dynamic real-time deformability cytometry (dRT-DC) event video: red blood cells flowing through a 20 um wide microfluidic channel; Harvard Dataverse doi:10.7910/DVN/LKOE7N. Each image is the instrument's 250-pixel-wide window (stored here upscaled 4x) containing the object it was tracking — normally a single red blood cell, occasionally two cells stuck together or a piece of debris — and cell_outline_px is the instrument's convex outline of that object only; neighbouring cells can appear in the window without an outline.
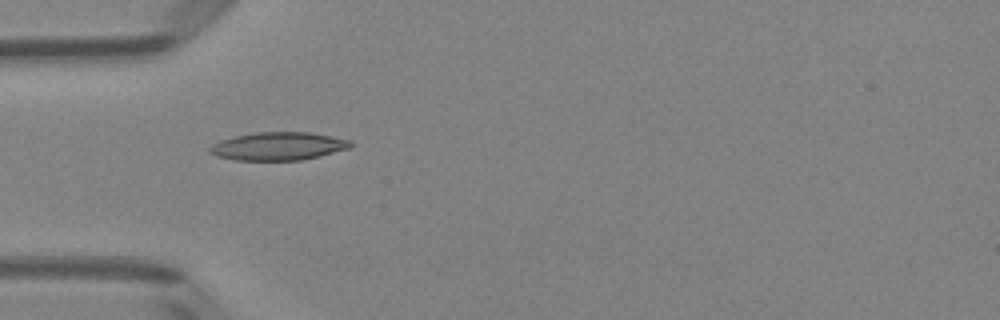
{"species": "Egyptian fruit bat (a non-hibernating species)", "species_latin": "Rousettus aegyptiacus", "temperature_condition": "room temperature", "stored_images_in_passage": 4, "camera_frame_rate_fps": 3000, "um_per_image_px": 0.085, "animal": {"sex": "female"}, "frame": {"image": 1, "passage_image": 2, "time_ms": 0.333, "image_size_px": [1000, 320], "cell_outline_px": [[352, 144], [348, 148], [300, 160], [236, 160], [216, 156], [208, 152], [208, 148], [212, 144], [220, 140], [236, 136], [256, 132], [308, 132], [352, 140]], "centroid_in_image_um": [23.59, 12.42], "position_along_channel_um": 61.4, "area_um2": 22.77}}
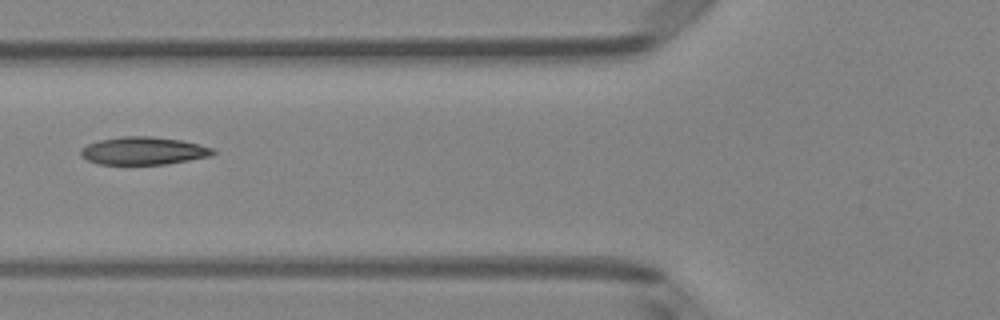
{"frame": {"image": 2, "passage_image": 3, "time_ms": 0.667, "image_size_px": [1000, 320], "cell_outline_px": [[216, 152], [212, 156], [168, 164], [100, 164], [88, 160], [80, 156], [80, 148], [88, 144], [100, 140], [120, 136], [152, 136], [180, 140], [200, 144], [216, 148]], "centroid_in_image_um": [12.23, 12.81], "position_along_channel_um": 113.6, "area_um2": 21.62}}
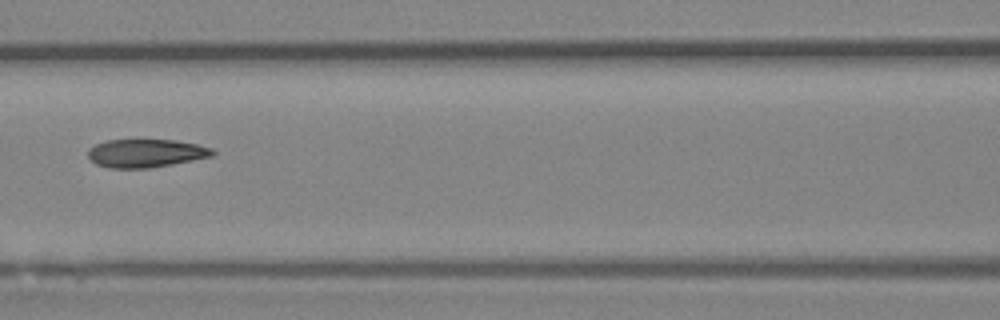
{"frame": {"image": 3, "passage_image": 4, "time_ms": 1.0, "image_size_px": [1000, 320], "cell_outline_px": [[216, 152], [212, 156], [152, 168], [108, 168], [96, 164], [88, 156], [88, 148], [96, 144], [108, 140], [136, 136], [176, 140], [196, 144], [212, 148]], "centroid_in_image_um": [12.37, 12.97], "position_along_channel_um": 154.2, "area_um2": 21.44}}